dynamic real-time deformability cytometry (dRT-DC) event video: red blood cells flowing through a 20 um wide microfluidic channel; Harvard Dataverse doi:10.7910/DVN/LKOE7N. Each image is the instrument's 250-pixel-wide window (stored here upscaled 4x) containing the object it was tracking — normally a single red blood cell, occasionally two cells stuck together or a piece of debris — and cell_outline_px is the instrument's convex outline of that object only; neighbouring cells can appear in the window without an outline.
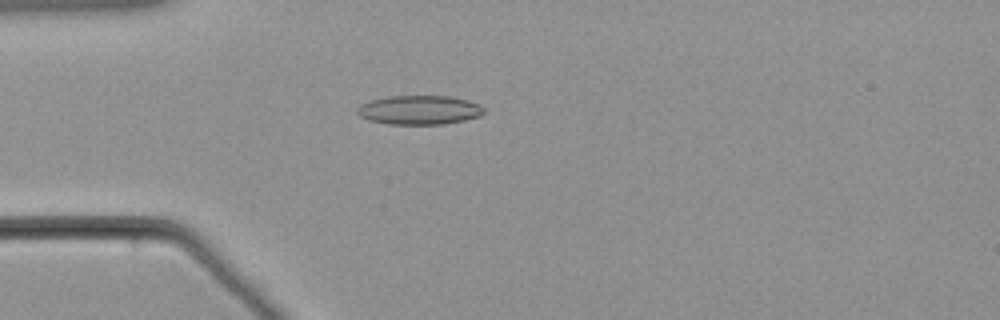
{"species": "common noctule bat (a hibernating species)", "species_latin": "Nyctalus noctula", "temperature_condition": "warm", "stored_images_in_passage": 57, "camera_frame_rate_fps": 3000, "um_per_image_px": 0.085, "animal": {"sex": "male", "body_mass_g": 21.5, "forearm_length_mm": 52.0}, "frame": {"image": 1, "passage_image": 16, "time_ms": 5.0, "image_size_px": [1000, 320], "cell_outline_px": [[484, 112], [480, 116], [464, 120], [444, 124], [388, 124], [368, 120], [360, 116], [356, 112], [356, 108], [360, 104], [368, 100], [388, 96], [448, 96], [468, 100], [480, 104], [484, 108]], "centroid_in_image_um": [35.61, 9.34], "position_along_channel_um": 49.4, "area_um2": 21.68}}
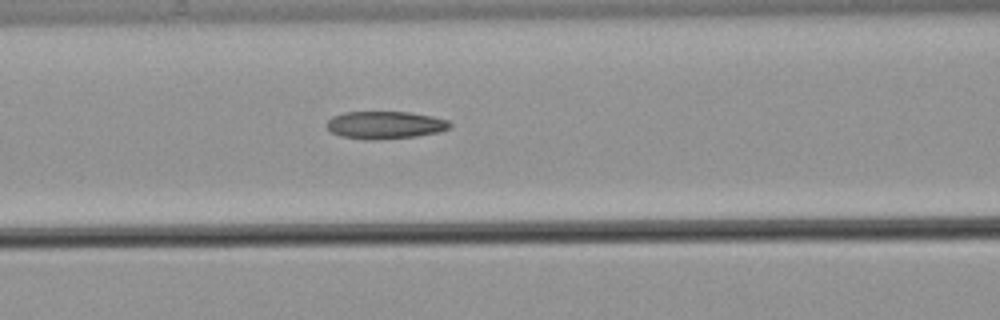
{"frame": {"image": 2, "passage_image": 24, "time_ms": 7.667, "image_size_px": [1000, 320], "cell_outline_px": [[452, 124], [448, 128], [440, 132], [416, 136], [376, 140], [364, 140], [340, 136], [328, 132], [324, 124], [332, 116], [344, 112], [408, 112], [432, 116], [448, 120]], "centroid_in_image_um": [32.66, 10.63], "position_along_channel_um": 133.9, "area_um2": 20.11}}
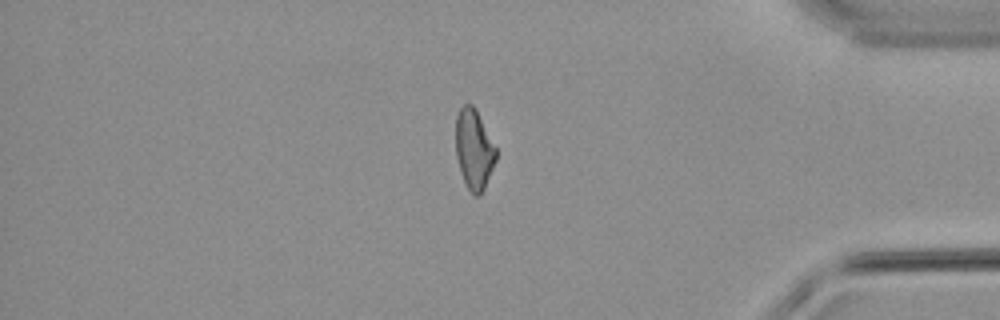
{"frame": {"image": 3, "passage_image": 48, "time_ms": 15.667, "image_size_px": [1000, 320], "cell_outline_px": [[496, 160], [484, 188], [476, 196], [468, 188], [460, 172], [456, 156], [456, 116], [460, 108], [464, 104], [472, 104], [476, 108], [496, 148]], "centroid_in_image_um": [40.28, 12.65], "position_along_channel_um": 394.9, "area_um2": 18.55}}